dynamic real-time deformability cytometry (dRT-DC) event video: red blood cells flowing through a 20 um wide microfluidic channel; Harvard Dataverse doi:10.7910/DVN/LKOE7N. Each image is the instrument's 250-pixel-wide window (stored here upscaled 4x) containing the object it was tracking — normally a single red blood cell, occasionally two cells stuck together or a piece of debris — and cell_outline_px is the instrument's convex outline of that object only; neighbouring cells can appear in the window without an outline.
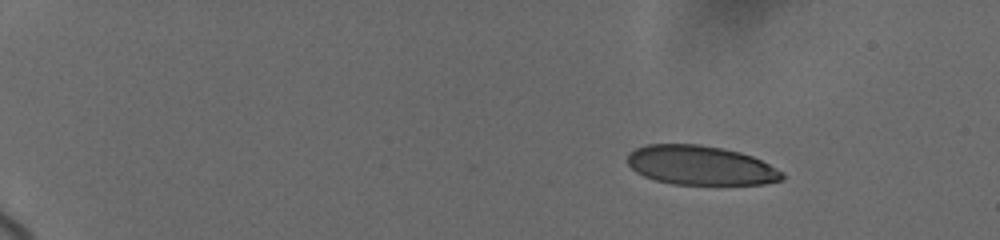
{"species": "human", "species_latin": "Homo sapiens", "temperature_condition": "cold", "stored_images_in_passage": 34, "camera_frame_rate_fps": 3000, "um_per_image_px": 0.085, "donor": {"sex": "female"}, "frame": {"image": 1, "passage_image": 5, "time_ms": 2.333, "image_size_px": [1000, 240], "cell_outline_px": [[784, 180], [764, 184], [672, 184], [656, 180], [644, 176], [636, 172], [628, 164], [628, 156], [636, 148], [648, 144], [700, 144], [740, 152], [752, 156], [784, 172]], "centroid_in_image_um": [59.57, 14.06], "position_along_channel_um": 25.4, "area_um2": 35.26}}
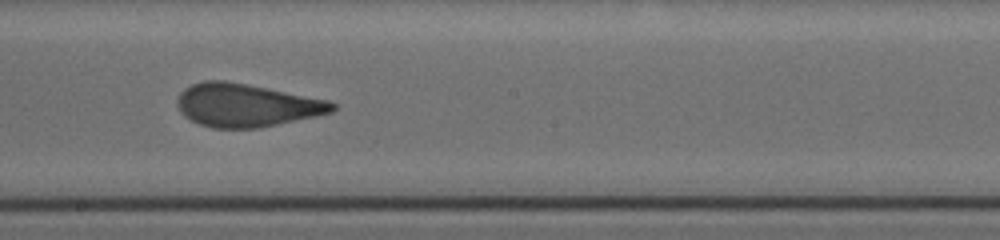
{"frame": {"image": 2, "passage_image": 21, "time_ms": 11.333, "image_size_px": [1000, 240], "cell_outline_px": [[336, 108], [332, 112], [316, 116], [260, 128], [212, 128], [200, 124], [184, 116], [180, 112], [176, 100], [180, 92], [184, 88], [192, 84], [204, 80], [224, 80], [328, 100], [336, 104]], "centroid_in_image_um": [20.91, 8.95], "position_along_channel_um": 227.3, "area_um2": 38.73}}
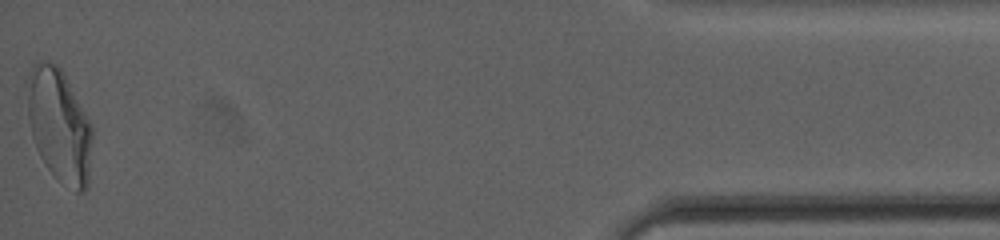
{"frame": {"image": 3, "passage_image": 34, "time_ms": 18.667, "image_size_px": [1000, 240], "cell_outline_px": [[92, 140], [88, 188], [84, 192], [76, 192], [52, 176], [44, 164], [36, 148], [32, 136], [28, 116], [24, 84], [28, 72], [32, 64], [40, 60], [44, 60], [56, 64], [64, 72], [92, 124]], "centroid_in_image_um": [5.01, 10.63], "position_along_channel_um": 430.2, "area_um2": 44.04}, "authors_computed_cell_mechanics": {"area_um2": 38.7549, "velocity_mm_per_s": 3.7057, "shape_relaxation_time_tau1_ms": 9.2505, "shape_relaxation_time_tau2_ms": 0.7065, "deformation_change_tau1": 0.232, "deformation_change_tau2": 0.0574}}